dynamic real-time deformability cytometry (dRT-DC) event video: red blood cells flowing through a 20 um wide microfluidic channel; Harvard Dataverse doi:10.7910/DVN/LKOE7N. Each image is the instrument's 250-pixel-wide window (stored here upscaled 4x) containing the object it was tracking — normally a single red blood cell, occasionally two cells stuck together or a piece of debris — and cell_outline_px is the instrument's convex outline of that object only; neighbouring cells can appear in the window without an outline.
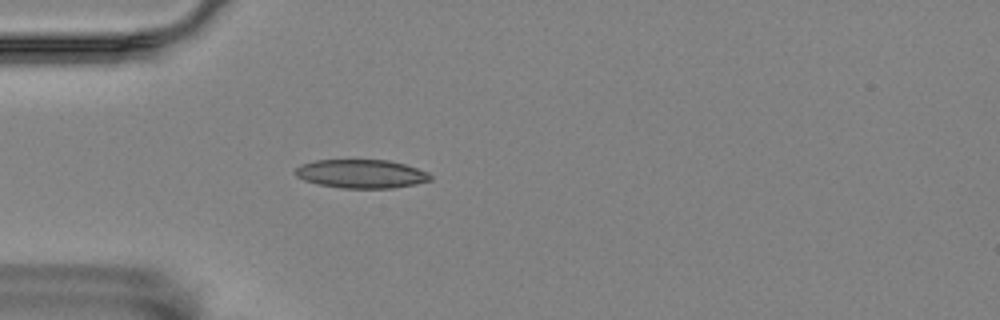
{"species": "Egyptian fruit bat (a non-hibernating species)", "species_latin": "Rousettus aegyptiacus", "temperature_condition": "room temperature", "stored_images_in_passage": 9, "camera_frame_rate_fps": 3000, "um_per_image_px": 0.085, "animal": {"sex": "female"}, "frame": {"image": 1, "passage_image": 6, "time_ms": 1.667, "image_size_px": [1000, 320], "cell_outline_px": [[432, 180], [416, 184], [392, 188], [340, 188], [316, 184], [304, 180], [296, 176], [292, 172], [300, 164], [316, 160], [388, 160], [404, 164], [428, 172], [432, 176]], "centroid_in_image_um": [30.68, 14.78], "position_along_channel_um": 54.3, "area_um2": 22.72}}